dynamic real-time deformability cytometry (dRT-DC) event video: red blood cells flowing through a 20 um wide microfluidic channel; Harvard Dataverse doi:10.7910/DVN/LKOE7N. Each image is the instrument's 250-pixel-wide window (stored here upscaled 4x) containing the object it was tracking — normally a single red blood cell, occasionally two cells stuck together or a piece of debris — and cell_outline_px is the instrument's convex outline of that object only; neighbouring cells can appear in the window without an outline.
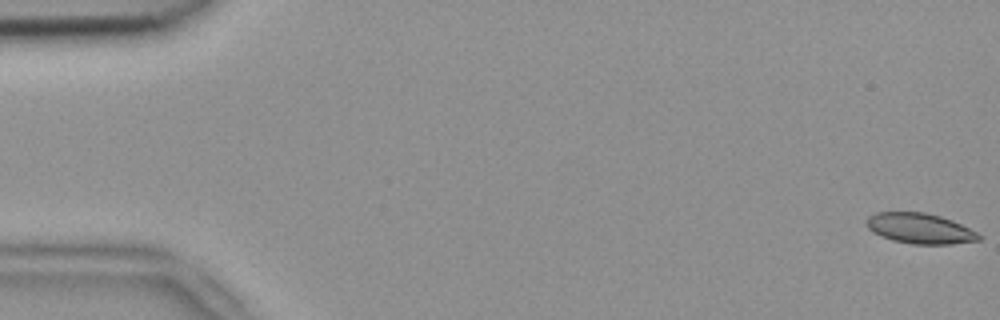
{"species": "common noctule bat (a hibernating species)", "species_latin": "Nyctalus noctula", "temperature_condition": "room temperature", "stored_images_in_passage": 6, "camera_frame_rate_fps": 3000, "um_per_image_px": 0.085, "animal": {"sex": "female", "body_mass_g": 18.4}, "frame": {"image": 1, "passage_image": 1, "time_ms": 0.0, "image_size_px": [1000, 320], "cell_outline_px": [[984, 236], [980, 240], [952, 244], [912, 244], [892, 240], [880, 236], [872, 232], [868, 228], [868, 216], [876, 212], [924, 212], [940, 216], [952, 220]], "centroid_in_image_um": [78.2, 19.42], "position_along_channel_um": 6.8, "area_um2": 19.88}}
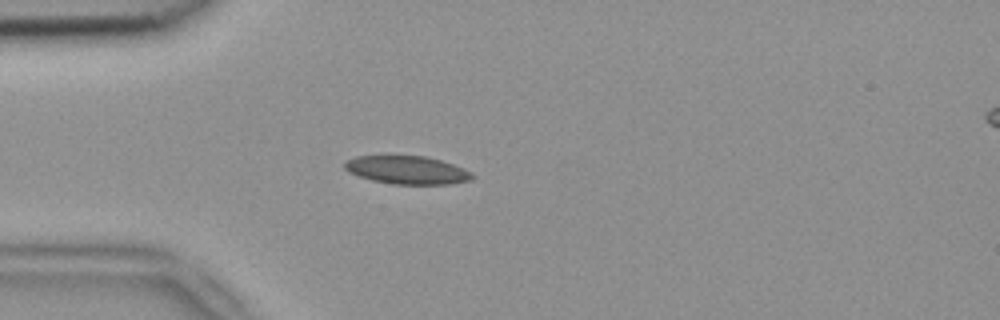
{"frame": {"image": 2, "passage_image": 5, "time_ms": 1.333, "image_size_px": [1000, 320], "cell_outline_px": [[476, 176], [472, 180], [448, 184], [392, 184], [372, 180], [348, 172], [344, 168], [344, 164], [348, 160], [356, 156], [424, 156], [440, 160], [464, 168], [472, 172]], "centroid_in_image_um": [34.64, 14.46], "position_along_channel_um": 50.4, "area_um2": 20.87}}